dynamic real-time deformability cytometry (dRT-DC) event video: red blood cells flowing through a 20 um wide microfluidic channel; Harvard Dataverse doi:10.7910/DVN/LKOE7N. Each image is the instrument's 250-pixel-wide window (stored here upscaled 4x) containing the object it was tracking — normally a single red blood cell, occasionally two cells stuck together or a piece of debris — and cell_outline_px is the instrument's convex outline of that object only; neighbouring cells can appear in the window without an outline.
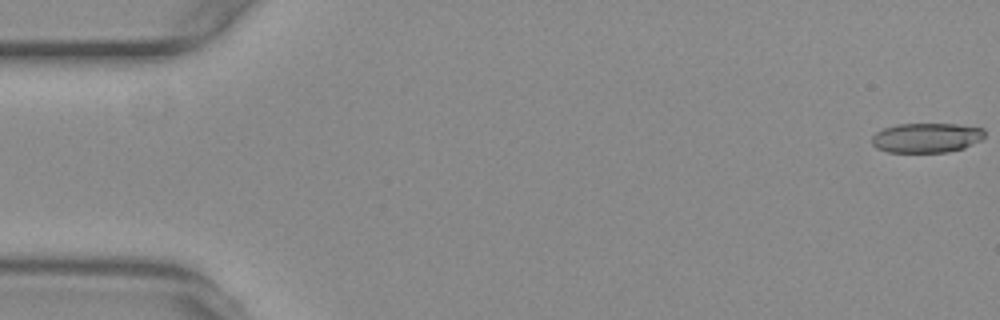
{"species": "common noctule bat (a hibernating species)", "species_latin": "Nyctalus noctula", "temperature_condition": "warm", "stored_images_in_passage": 16, "camera_frame_rate_fps": 3000, "um_per_image_px": 0.085, "animal": {"sex": "female", "body_mass_g": 29.2, "forearm_length_mm": 56.3}, "frame": {"image": 1, "passage_image": 1, "time_ms": 0.0, "image_size_px": [1000, 320], "cell_outline_px": [[984, 136], [980, 140], [964, 148], [948, 152], [888, 152], [876, 148], [872, 144], [872, 136], [876, 132], [884, 128], [896, 124], [956, 124], [984, 128]], "centroid_in_image_um": [78.74, 11.71], "position_along_channel_um": 6.3, "area_um2": 19.54}}
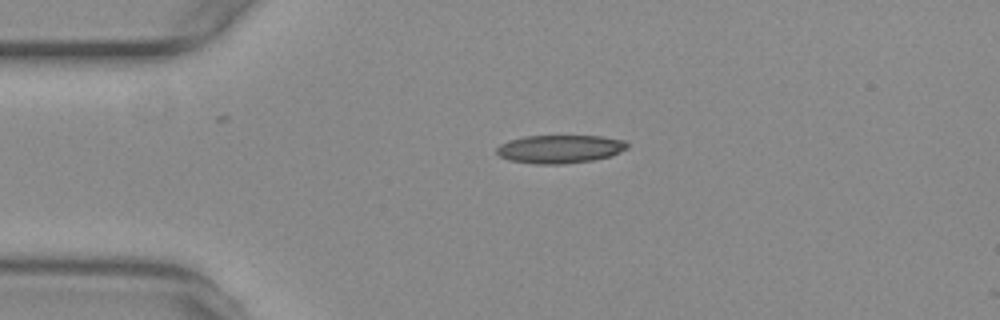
{"frame": {"image": 2, "passage_image": 13, "time_ms": 4.0, "image_size_px": [1000, 320], "cell_outline_px": [[628, 148], [612, 156], [592, 160], [564, 164], [536, 164], [508, 160], [500, 156], [496, 152], [496, 148], [500, 144], [508, 140], [524, 136], [604, 136], [624, 140], [628, 144]], "centroid_in_image_um": [47.59, 12.66], "position_along_channel_um": 37.4, "area_um2": 21.68}}